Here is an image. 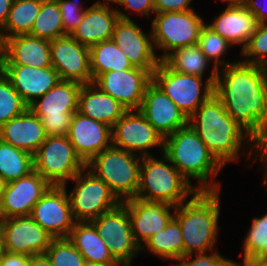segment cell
Instances as JSON below:
<instances>
[{"mask_svg":"<svg viewBox=\"0 0 267 266\" xmlns=\"http://www.w3.org/2000/svg\"><path fill=\"white\" fill-rule=\"evenodd\" d=\"M221 192L198 191L176 207L174 218L182 230L183 256L218 249Z\"/></svg>","mask_w":267,"mask_h":266,"instance_id":"cell-4","label":"cell"},{"mask_svg":"<svg viewBox=\"0 0 267 266\" xmlns=\"http://www.w3.org/2000/svg\"><path fill=\"white\" fill-rule=\"evenodd\" d=\"M155 14L162 12H182L193 10L191 6L195 0H153Z\"/></svg>","mask_w":267,"mask_h":266,"instance_id":"cell-44","label":"cell"},{"mask_svg":"<svg viewBox=\"0 0 267 266\" xmlns=\"http://www.w3.org/2000/svg\"><path fill=\"white\" fill-rule=\"evenodd\" d=\"M67 137L85 164L112 145L111 127L78 111L73 114Z\"/></svg>","mask_w":267,"mask_h":266,"instance_id":"cell-22","label":"cell"},{"mask_svg":"<svg viewBox=\"0 0 267 266\" xmlns=\"http://www.w3.org/2000/svg\"><path fill=\"white\" fill-rule=\"evenodd\" d=\"M14 0H0V26L3 27L7 22L9 11Z\"/></svg>","mask_w":267,"mask_h":266,"instance_id":"cell-47","label":"cell"},{"mask_svg":"<svg viewBox=\"0 0 267 266\" xmlns=\"http://www.w3.org/2000/svg\"><path fill=\"white\" fill-rule=\"evenodd\" d=\"M136 21L120 18L111 39L124 52L132 66L145 69L152 75L161 60L153 44L151 28L146 32Z\"/></svg>","mask_w":267,"mask_h":266,"instance_id":"cell-16","label":"cell"},{"mask_svg":"<svg viewBox=\"0 0 267 266\" xmlns=\"http://www.w3.org/2000/svg\"><path fill=\"white\" fill-rule=\"evenodd\" d=\"M30 217L54 239L68 238L76 221L67 189L52 185L33 206Z\"/></svg>","mask_w":267,"mask_h":266,"instance_id":"cell-14","label":"cell"},{"mask_svg":"<svg viewBox=\"0 0 267 266\" xmlns=\"http://www.w3.org/2000/svg\"><path fill=\"white\" fill-rule=\"evenodd\" d=\"M52 67L60 80L82 85L93 83L90 71V49L78 43L71 35L50 40Z\"/></svg>","mask_w":267,"mask_h":266,"instance_id":"cell-15","label":"cell"},{"mask_svg":"<svg viewBox=\"0 0 267 266\" xmlns=\"http://www.w3.org/2000/svg\"><path fill=\"white\" fill-rule=\"evenodd\" d=\"M82 266H102L92 262L85 261Z\"/></svg>","mask_w":267,"mask_h":266,"instance_id":"cell-57","label":"cell"},{"mask_svg":"<svg viewBox=\"0 0 267 266\" xmlns=\"http://www.w3.org/2000/svg\"><path fill=\"white\" fill-rule=\"evenodd\" d=\"M151 81L152 75L147 70L133 66L123 71H107L99 75L93 84L127 110H139L145 88Z\"/></svg>","mask_w":267,"mask_h":266,"instance_id":"cell-17","label":"cell"},{"mask_svg":"<svg viewBox=\"0 0 267 266\" xmlns=\"http://www.w3.org/2000/svg\"><path fill=\"white\" fill-rule=\"evenodd\" d=\"M233 259L227 258L220 253L218 249L204 252L189 254L178 260L171 262L172 266H228Z\"/></svg>","mask_w":267,"mask_h":266,"instance_id":"cell-42","label":"cell"},{"mask_svg":"<svg viewBox=\"0 0 267 266\" xmlns=\"http://www.w3.org/2000/svg\"><path fill=\"white\" fill-rule=\"evenodd\" d=\"M261 2L259 0H247L244 7L254 15L257 23L267 24V7H265L267 4H260Z\"/></svg>","mask_w":267,"mask_h":266,"instance_id":"cell-46","label":"cell"},{"mask_svg":"<svg viewBox=\"0 0 267 266\" xmlns=\"http://www.w3.org/2000/svg\"><path fill=\"white\" fill-rule=\"evenodd\" d=\"M6 182L0 177V201L2 199V194L4 192Z\"/></svg>","mask_w":267,"mask_h":266,"instance_id":"cell-54","label":"cell"},{"mask_svg":"<svg viewBox=\"0 0 267 266\" xmlns=\"http://www.w3.org/2000/svg\"><path fill=\"white\" fill-rule=\"evenodd\" d=\"M69 241L81 253L85 261L102 266H120L110 255L105 240L90 222H75Z\"/></svg>","mask_w":267,"mask_h":266,"instance_id":"cell-29","label":"cell"},{"mask_svg":"<svg viewBox=\"0 0 267 266\" xmlns=\"http://www.w3.org/2000/svg\"><path fill=\"white\" fill-rule=\"evenodd\" d=\"M228 266H245V265L242 263V261L240 262V261L232 260V261L228 264Z\"/></svg>","mask_w":267,"mask_h":266,"instance_id":"cell-56","label":"cell"},{"mask_svg":"<svg viewBox=\"0 0 267 266\" xmlns=\"http://www.w3.org/2000/svg\"><path fill=\"white\" fill-rule=\"evenodd\" d=\"M4 251L27 256L45 254L54 239L30 216L0 219Z\"/></svg>","mask_w":267,"mask_h":266,"instance_id":"cell-18","label":"cell"},{"mask_svg":"<svg viewBox=\"0 0 267 266\" xmlns=\"http://www.w3.org/2000/svg\"><path fill=\"white\" fill-rule=\"evenodd\" d=\"M34 170L33 155L0 139V177L15 181Z\"/></svg>","mask_w":267,"mask_h":266,"instance_id":"cell-33","label":"cell"},{"mask_svg":"<svg viewBox=\"0 0 267 266\" xmlns=\"http://www.w3.org/2000/svg\"><path fill=\"white\" fill-rule=\"evenodd\" d=\"M127 109L95 84L82 85L79 92L78 112L102 122L111 128Z\"/></svg>","mask_w":267,"mask_h":266,"instance_id":"cell-28","label":"cell"},{"mask_svg":"<svg viewBox=\"0 0 267 266\" xmlns=\"http://www.w3.org/2000/svg\"><path fill=\"white\" fill-rule=\"evenodd\" d=\"M70 183L75 184L69 191ZM63 186L67 189L76 222L92 221L122 203L87 166Z\"/></svg>","mask_w":267,"mask_h":266,"instance_id":"cell-9","label":"cell"},{"mask_svg":"<svg viewBox=\"0 0 267 266\" xmlns=\"http://www.w3.org/2000/svg\"><path fill=\"white\" fill-rule=\"evenodd\" d=\"M112 145L141 157L163 153L164 138L139 110H127L111 128ZM149 150V151H148Z\"/></svg>","mask_w":267,"mask_h":266,"instance_id":"cell-13","label":"cell"},{"mask_svg":"<svg viewBox=\"0 0 267 266\" xmlns=\"http://www.w3.org/2000/svg\"><path fill=\"white\" fill-rule=\"evenodd\" d=\"M0 65L45 68L52 66L50 40L27 35L6 38L5 55Z\"/></svg>","mask_w":267,"mask_h":266,"instance_id":"cell-25","label":"cell"},{"mask_svg":"<svg viewBox=\"0 0 267 266\" xmlns=\"http://www.w3.org/2000/svg\"><path fill=\"white\" fill-rule=\"evenodd\" d=\"M29 35L47 40L66 35L63 31L61 12L57 0H42L39 14Z\"/></svg>","mask_w":267,"mask_h":266,"instance_id":"cell-35","label":"cell"},{"mask_svg":"<svg viewBox=\"0 0 267 266\" xmlns=\"http://www.w3.org/2000/svg\"><path fill=\"white\" fill-rule=\"evenodd\" d=\"M219 15L205 24L222 36L233 47H240L239 53L246 47L257 21L244 6H226Z\"/></svg>","mask_w":267,"mask_h":266,"instance_id":"cell-24","label":"cell"},{"mask_svg":"<svg viewBox=\"0 0 267 266\" xmlns=\"http://www.w3.org/2000/svg\"><path fill=\"white\" fill-rule=\"evenodd\" d=\"M163 154L198 191L223 190L216 177L224 166L189 124L164 138Z\"/></svg>","mask_w":267,"mask_h":266,"instance_id":"cell-3","label":"cell"},{"mask_svg":"<svg viewBox=\"0 0 267 266\" xmlns=\"http://www.w3.org/2000/svg\"><path fill=\"white\" fill-rule=\"evenodd\" d=\"M140 254H152L164 262H173L183 257L182 230L179 222L173 217L163 230L147 240L140 248Z\"/></svg>","mask_w":267,"mask_h":266,"instance_id":"cell-31","label":"cell"},{"mask_svg":"<svg viewBox=\"0 0 267 266\" xmlns=\"http://www.w3.org/2000/svg\"><path fill=\"white\" fill-rule=\"evenodd\" d=\"M239 55L246 63L267 67V24H257L246 47Z\"/></svg>","mask_w":267,"mask_h":266,"instance_id":"cell-39","label":"cell"},{"mask_svg":"<svg viewBox=\"0 0 267 266\" xmlns=\"http://www.w3.org/2000/svg\"><path fill=\"white\" fill-rule=\"evenodd\" d=\"M156 155L158 157H142L135 198L147 202L168 203L175 207L189 201L198 190L163 153Z\"/></svg>","mask_w":267,"mask_h":266,"instance_id":"cell-5","label":"cell"},{"mask_svg":"<svg viewBox=\"0 0 267 266\" xmlns=\"http://www.w3.org/2000/svg\"><path fill=\"white\" fill-rule=\"evenodd\" d=\"M90 5L85 10L82 22L71 34L78 43L89 48L101 41L110 40L120 19L115 7L92 3Z\"/></svg>","mask_w":267,"mask_h":266,"instance_id":"cell-26","label":"cell"},{"mask_svg":"<svg viewBox=\"0 0 267 266\" xmlns=\"http://www.w3.org/2000/svg\"><path fill=\"white\" fill-rule=\"evenodd\" d=\"M188 124L224 167L239 163L244 153L246 163H258L262 178H267V151L227 114L215 94L188 118Z\"/></svg>","mask_w":267,"mask_h":266,"instance_id":"cell-2","label":"cell"},{"mask_svg":"<svg viewBox=\"0 0 267 266\" xmlns=\"http://www.w3.org/2000/svg\"><path fill=\"white\" fill-rule=\"evenodd\" d=\"M81 87L80 83L60 80L28 106L48 136H67L73 114L78 111Z\"/></svg>","mask_w":267,"mask_h":266,"instance_id":"cell-8","label":"cell"},{"mask_svg":"<svg viewBox=\"0 0 267 266\" xmlns=\"http://www.w3.org/2000/svg\"><path fill=\"white\" fill-rule=\"evenodd\" d=\"M242 244V250L239 254L242 261L255 256L263 245L267 244V211L262 216L253 217Z\"/></svg>","mask_w":267,"mask_h":266,"instance_id":"cell-38","label":"cell"},{"mask_svg":"<svg viewBox=\"0 0 267 266\" xmlns=\"http://www.w3.org/2000/svg\"><path fill=\"white\" fill-rule=\"evenodd\" d=\"M44 126L29 108L0 127V139L34 155L46 140Z\"/></svg>","mask_w":267,"mask_h":266,"instance_id":"cell-27","label":"cell"},{"mask_svg":"<svg viewBox=\"0 0 267 266\" xmlns=\"http://www.w3.org/2000/svg\"><path fill=\"white\" fill-rule=\"evenodd\" d=\"M120 0H96L92 4L117 7ZM114 5V6H113Z\"/></svg>","mask_w":267,"mask_h":266,"instance_id":"cell-51","label":"cell"},{"mask_svg":"<svg viewBox=\"0 0 267 266\" xmlns=\"http://www.w3.org/2000/svg\"><path fill=\"white\" fill-rule=\"evenodd\" d=\"M152 81L187 118L214 94V85L208 79L171 70L162 61L153 71Z\"/></svg>","mask_w":267,"mask_h":266,"instance_id":"cell-11","label":"cell"},{"mask_svg":"<svg viewBox=\"0 0 267 266\" xmlns=\"http://www.w3.org/2000/svg\"><path fill=\"white\" fill-rule=\"evenodd\" d=\"M128 210L135 243L141 248L147 240L163 230L174 217L176 207L163 202L132 198L122 202Z\"/></svg>","mask_w":267,"mask_h":266,"instance_id":"cell-21","label":"cell"},{"mask_svg":"<svg viewBox=\"0 0 267 266\" xmlns=\"http://www.w3.org/2000/svg\"><path fill=\"white\" fill-rule=\"evenodd\" d=\"M161 61L171 70L202 78L206 76L214 86L216 84L218 68L206 57L198 44L175 49Z\"/></svg>","mask_w":267,"mask_h":266,"instance_id":"cell-30","label":"cell"},{"mask_svg":"<svg viewBox=\"0 0 267 266\" xmlns=\"http://www.w3.org/2000/svg\"><path fill=\"white\" fill-rule=\"evenodd\" d=\"M33 162L34 170L55 186H63L86 166L68 137L60 135L47 136Z\"/></svg>","mask_w":267,"mask_h":266,"instance_id":"cell-10","label":"cell"},{"mask_svg":"<svg viewBox=\"0 0 267 266\" xmlns=\"http://www.w3.org/2000/svg\"><path fill=\"white\" fill-rule=\"evenodd\" d=\"M139 111L163 138L188 125L186 115L153 81L145 88Z\"/></svg>","mask_w":267,"mask_h":266,"instance_id":"cell-20","label":"cell"},{"mask_svg":"<svg viewBox=\"0 0 267 266\" xmlns=\"http://www.w3.org/2000/svg\"><path fill=\"white\" fill-rule=\"evenodd\" d=\"M0 70L28 106L60 81L58 72L52 66L0 65Z\"/></svg>","mask_w":267,"mask_h":266,"instance_id":"cell-23","label":"cell"},{"mask_svg":"<svg viewBox=\"0 0 267 266\" xmlns=\"http://www.w3.org/2000/svg\"><path fill=\"white\" fill-rule=\"evenodd\" d=\"M89 49L93 81L107 71H123L133 67L127 56L112 39L101 41Z\"/></svg>","mask_w":267,"mask_h":266,"instance_id":"cell-32","label":"cell"},{"mask_svg":"<svg viewBox=\"0 0 267 266\" xmlns=\"http://www.w3.org/2000/svg\"><path fill=\"white\" fill-rule=\"evenodd\" d=\"M41 4L42 0H14L7 22L2 27L5 39L30 34Z\"/></svg>","mask_w":267,"mask_h":266,"instance_id":"cell-34","label":"cell"},{"mask_svg":"<svg viewBox=\"0 0 267 266\" xmlns=\"http://www.w3.org/2000/svg\"><path fill=\"white\" fill-rule=\"evenodd\" d=\"M222 3H226L225 6H244L247 0H218Z\"/></svg>","mask_w":267,"mask_h":266,"instance_id":"cell-52","label":"cell"},{"mask_svg":"<svg viewBox=\"0 0 267 266\" xmlns=\"http://www.w3.org/2000/svg\"><path fill=\"white\" fill-rule=\"evenodd\" d=\"M198 45L201 51L218 69L236 62L234 59L233 61H228L230 59L226 61L225 59L233 46L206 24L200 31Z\"/></svg>","mask_w":267,"mask_h":266,"instance_id":"cell-36","label":"cell"},{"mask_svg":"<svg viewBox=\"0 0 267 266\" xmlns=\"http://www.w3.org/2000/svg\"><path fill=\"white\" fill-rule=\"evenodd\" d=\"M235 60L218 69L214 94L227 114L267 151V67Z\"/></svg>","mask_w":267,"mask_h":266,"instance_id":"cell-1","label":"cell"},{"mask_svg":"<svg viewBox=\"0 0 267 266\" xmlns=\"http://www.w3.org/2000/svg\"><path fill=\"white\" fill-rule=\"evenodd\" d=\"M3 251H4V248H3V235H2V231L0 229V257L2 256Z\"/></svg>","mask_w":267,"mask_h":266,"instance_id":"cell-55","label":"cell"},{"mask_svg":"<svg viewBox=\"0 0 267 266\" xmlns=\"http://www.w3.org/2000/svg\"><path fill=\"white\" fill-rule=\"evenodd\" d=\"M5 44H6V39L4 37L2 27L0 26V62L5 55Z\"/></svg>","mask_w":267,"mask_h":266,"instance_id":"cell-50","label":"cell"},{"mask_svg":"<svg viewBox=\"0 0 267 266\" xmlns=\"http://www.w3.org/2000/svg\"><path fill=\"white\" fill-rule=\"evenodd\" d=\"M0 266H30V256L3 251Z\"/></svg>","mask_w":267,"mask_h":266,"instance_id":"cell-45","label":"cell"},{"mask_svg":"<svg viewBox=\"0 0 267 266\" xmlns=\"http://www.w3.org/2000/svg\"><path fill=\"white\" fill-rule=\"evenodd\" d=\"M195 10L153 15L150 27L153 44L160 60L175 49L198 44L200 31L206 21Z\"/></svg>","mask_w":267,"mask_h":266,"instance_id":"cell-7","label":"cell"},{"mask_svg":"<svg viewBox=\"0 0 267 266\" xmlns=\"http://www.w3.org/2000/svg\"><path fill=\"white\" fill-rule=\"evenodd\" d=\"M116 8L119 17L124 20H133V16H143V18H153L155 14L154 1L153 0H120ZM122 7V8H121ZM124 8V9H123ZM131 15V16H129Z\"/></svg>","mask_w":267,"mask_h":266,"instance_id":"cell-43","label":"cell"},{"mask_svg":"<svg viewBox=\"0 0 267 266\" xmlns=\"http://www.w3.org/2000/svg\"><path fill=\"white\" fill-rule=\"evenodd\" d=\"M63 23V31L71 35L76 27L82 22L85 10L90 6L80 0H57Z\"/></svg>","mask_w":267,"mask_h":266,"instance_id":"cell-41","label":"cell"},{"mask_svg":"<svg viewBox=\"0 0 267 266\" xmlns=\"http://www.w3.org/2000/svg\"><path fill=\"white\" fill-rule=\"evenodd\" d=\"M28 108L10 80L0 70V127Z\"/></svg>","mask_w":267,"mask_h":266,"instance_id":"cell-37","label":"cell"},{"mask_svg":"<svg viewBox=\"0 0 267 266\" xmlns=\"http://www.w3.org/2000/svg\"><path fill=\"white\" fill-rule=\"evenodd\" d=\"M45 254L52 266H82L85 262L68 238L53 239Z\"/></svg>","mask_w":267,"mask_h":266,"instance_id":"cell-40","label":"cell"},{"mask_svg":"<svg viewBox=\"0 0 267 266\" xmlns=\"http://www.w3.org/2000/svg\"><path fill=\"white\" fill-rule=\"evenodd\" d=\"M30 266H52V263L46 254H37L30 256Z\"/></svg>","mask_w":267,"mask_h":266,"instance_id":"cell-48","label":"cell"},{"mask_svg":"<svg viewBox=\"0 0 267 266\" xmlns=\"http://www.w3.org/2000/svg\"><path fill=\"white\" fill-rule=\"evenodd\" d=\"M255 256L267 259V244H264L262 249Z\"/></svg>","mask_w":267,"mask_h":266,"instance_id":"cell-53","label":"cell"},{"mask_svg":"<svg viewBox=\"0 0 267 266\" xmlns=\"http://www.w3.org/2000/svg\"><path fill=\"white\" fill-rule=\"evenodd\" d=\"M98 234L105 240L112 258L120 266H132L140 256V248L135 243L127 207L121 203L109 212L90 221Z\"/></svg>","mask_w":267,"mask_h":266,"instance_id":"cell-12","label":"cell"},{"mask_svg":"<svg viewBox=\"0 0 267 266\" xmlns=\"http://www.w3.org/2000/svg\"><path fill=\"white\" fill-rule=\"evenodd\" d=\"M51 186L35 170L15 181L6 183L0 201V219L30 216L33 206Z\"/></svg>","mask_w":267,"mask_h":266,"instance_id":"cell-19","label":"cell"},{"mask_svg":"<svg viewBox=\"0 0 267 266\" xmlns=\"http://www.w3.org/2000/svg\"><path fill=\"white\" fill-rule=\"evenodd\" d=\"M245 266H267V259L252 256L244 259L242 262Z\"/></svg>","mask_w":267,"mask_h":266,"instance_id":"cell-49","label":"cell"},{"mask_svg":"<svg viewBox=\"0 0 267 266\" xmlns=\"http://www.w3.org/2000/svg\"><path fill=\"white\" fill-rule=\"evenodd\" d=\"M141 160V156L111 145L86 166L124 202L135 198L138 192Z\"/></svg>","mask_w":267,"mask_h":266,"instance_id":"cell-6","label":"cell"},{"mask_svg":"<svg viewBox=\"0 0 267 266\" xmlns=\"http://www.w3.org/2000/svg\"><path fill=\"white\" fill-rule=\"evenodd\" d=\"M263 186L265 187V189L267 190V178L263 179V182H262Z\"/></svg>","mask_w":267,"mask_h":266,"instance_id":"cell-58","label":"cell"}]
</instances>
